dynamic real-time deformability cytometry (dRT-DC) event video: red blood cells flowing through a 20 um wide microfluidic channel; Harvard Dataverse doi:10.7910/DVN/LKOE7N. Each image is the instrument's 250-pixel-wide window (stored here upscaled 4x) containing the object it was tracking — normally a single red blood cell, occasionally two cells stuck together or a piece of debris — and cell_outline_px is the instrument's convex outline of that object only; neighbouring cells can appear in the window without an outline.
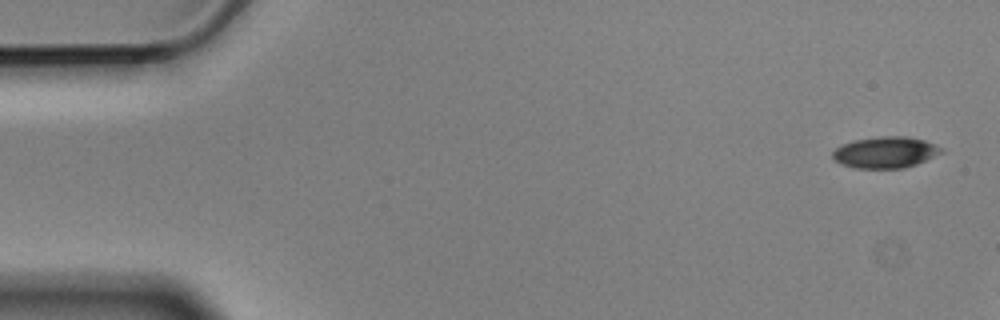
{"species": "Egyptian fruit bat (a non-hibernating species)", "species_latin": "Rousettus aegyptiacus", "temperature_condition": "cold", "stored_images_in_passage": 3, "camera_frame_rate_fps": 3000, "um_per_image_px": 0.085, "animal": {"sex": "male"}, "frame": {"image": 1, "passage_image": 1, "time_ms": 0.0, "image_size_px": [1000, 320], "cell_outline_px": [[944, 152], [916, 164], [904, 168], [856, 168], [840, 164], [832, 160], [832, 152], [840, 144], [852, 140], [880, 136], [908, 136], [924, 140], [936, 144]], "centroid_in_image_um": [75.21, 12.94], "position_along_channel_um": 9.8, "area_um2": 20.06}}